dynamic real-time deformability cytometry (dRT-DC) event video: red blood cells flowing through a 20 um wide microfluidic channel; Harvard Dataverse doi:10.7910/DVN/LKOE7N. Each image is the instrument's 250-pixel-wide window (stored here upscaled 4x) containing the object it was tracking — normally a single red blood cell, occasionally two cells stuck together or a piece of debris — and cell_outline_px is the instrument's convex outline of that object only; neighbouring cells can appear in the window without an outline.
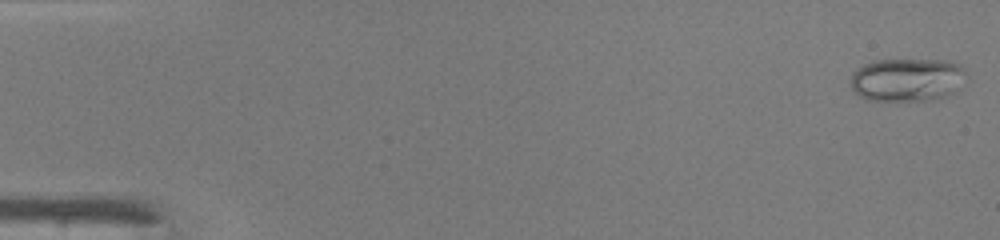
{"species": "common noctule bat (a hibernating species)", "species_latin": "Nyctalus noctula", "temperature_condition": "warm", "stored_images_in_passage": 47, "camera_frame_rate_fps": 3000, "um_per_image_px": 0.085, "animal": {"sex": "male", "body_mass_g": 19.0, "forearm_length_mm": 50.8}, "frame": {"image": 1, "passage_image": 1, "time_ms": 0.0, "image_size_px": [1000, 240], "cell_outline_px": [[964, 72], [956, 92], [944, 96], [928, 100], [868, 100], [860, 96], [852, 88], [852, 72], [856, 68], [864, 64], [876, 60], [944, 60], [960, 64], [964, 68]], "centroid_in_image_um": [77.08, 6.76], "position_along_channel_um": 7.9, "area_um2": 28.78}}
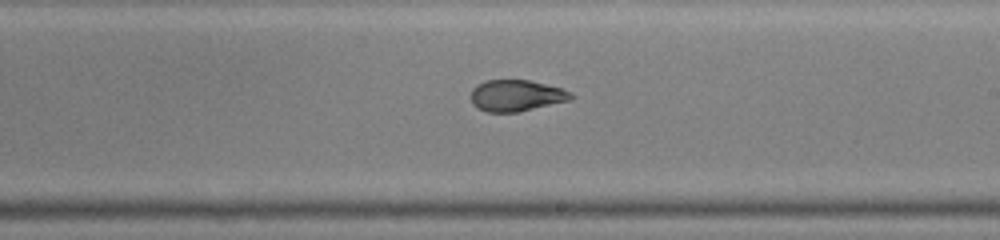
{"frame": {"image": 2, "passage_image": 28, "time_ms": 9.0, "image_size_px": [1000, 240], "cell_outline_px": [[576, 96], [568, 100], [520, 112], [488, 112], [476, 108], [472, 104], [472, 88], [476, 84], [488, 80], [528, 80], [560, 88], [572, 92]], "centroid_in_image_um": [43.87, 8.13], "position_along_channel_um": 245.1, "area_um2": 18.26}}
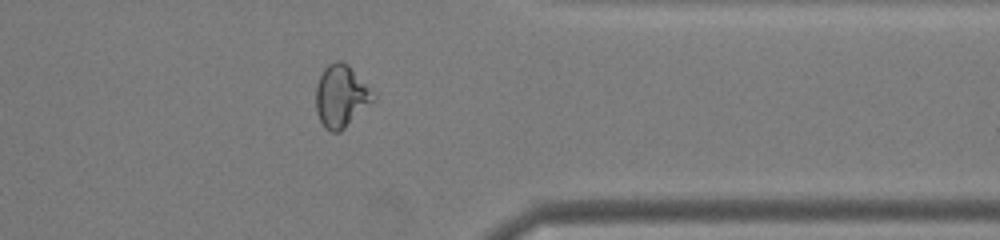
{"frame": {"image": 3, "passage_image": 38, "time_ms": 12.333, "image_size_px": [1000, 240], "cell_outline_px": [[376, 96], [340, 132], [332, 132], [324, 128], [316, 112], [316, 88], [320, 76], [324, 68], [328, 64], [336, 60], [340, 60], [348, 64]], "centroid_in_image_um": [28.94, 8.16], "position_along_channel_um": 382.5, "area_um2": 20.29}, "authors_computed_cell_mechanics": {"area_um2": 20.4034, "velocity_mm_per_s": 4.3327, "shape_relaxation_time_tau1_ms": null, "shape_relaxation_time_tau2_ms": 1.3291, "deformation_change_tau1": null, "deformation_change_tau2": 0.0674}}